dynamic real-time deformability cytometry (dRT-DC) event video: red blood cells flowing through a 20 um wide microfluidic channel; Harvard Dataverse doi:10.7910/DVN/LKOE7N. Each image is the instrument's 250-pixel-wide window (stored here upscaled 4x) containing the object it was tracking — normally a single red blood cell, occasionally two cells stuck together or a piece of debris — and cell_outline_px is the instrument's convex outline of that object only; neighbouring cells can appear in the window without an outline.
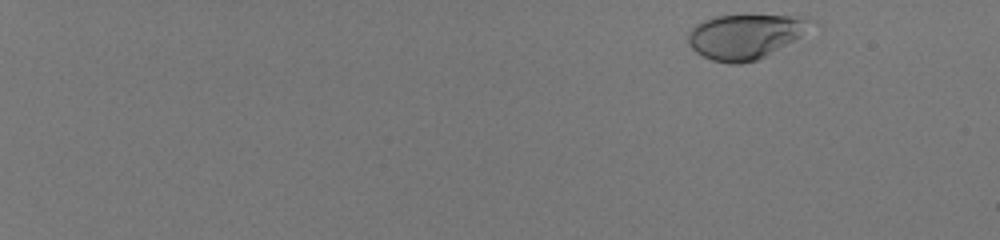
{"species": "human", "species_latin": "Homo sapiens", "temperature_condition": "room temperature", "stored_images_in_passage": 52, "camera_frame_rate_fps": 3000, "um_per_image_px": 0.085, "donor": {"sex": "male"}, "frame": {"image": 1, "passage_image": 2, "time_ms": 0.333, "image_size_px": [1000, 240], "cell_outline_px": [[816, 24], [800, 36], [764, 56], [756, 60], [740, 64], [728, 64], [712, 60], [696, 52], [688, 44], [688, 32], [696, 24], [704, 20], [716, 16], [808, 16], [816, 20]], "centroid_in_image_um": [63.36, 3.09], "position_along_channel_um": 21.6, "area_um2": 31.79}}
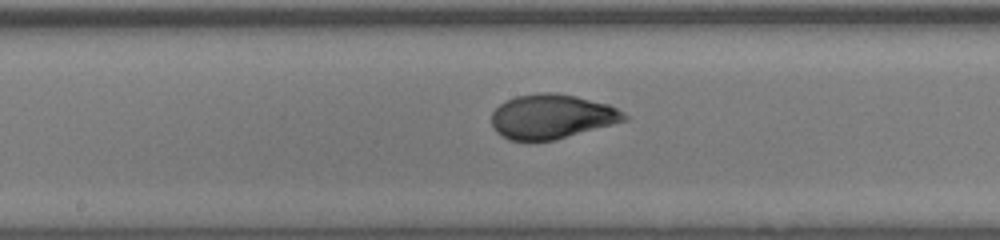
{"frame": {"image": 2, "passage_image": 31, "time_ms": 10.0, "image_size_px": [1000, 240], "cell_outline_px": [[628, 120], [556, 140], [528, 144], [508, 140], [496, 132], [492, 128], [492, 112], [500, 104], [516, 96], [540, 92], [556, 92], [576, 96], [608, 104], [624, 112], [628, 116]], "centroid_in_image_um": [46.87, 9.95], "position_along_channel_um": 201.3, "area_um2": 35.2}}
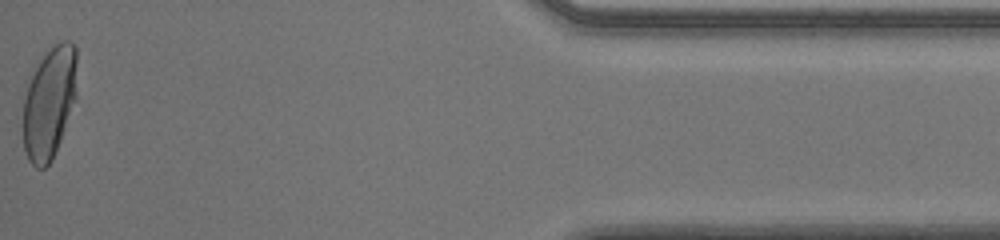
{"frame": {"image": 3, "passage_image": 52, "time_ms": 17.0, "image_size_px": [1000, 240], "cell_outline_px": [[76, 96], [60, 140], [52, 160], [44, 168], [36, 168], [28, 160], [24, 148], [24, 96], [28, 84], [44, 48], [60, 40], [72, 40], [76, 48]], "centroid_in_image_um": [4.19, 8.64], "position_along_channel_um": 431.0, "area_um2": 35.37}, "authors_computed_cell_mechanics": {"area_um2": 33.5529, "velocity_mm_per_s": 4.0514, "shape_relaxation_time_tau1_ms": 3.65, "shape_relaxation_time_tau2_ms": null, "deformation_change_tau1": 0.1852, "deformation_change_tau2": null}}